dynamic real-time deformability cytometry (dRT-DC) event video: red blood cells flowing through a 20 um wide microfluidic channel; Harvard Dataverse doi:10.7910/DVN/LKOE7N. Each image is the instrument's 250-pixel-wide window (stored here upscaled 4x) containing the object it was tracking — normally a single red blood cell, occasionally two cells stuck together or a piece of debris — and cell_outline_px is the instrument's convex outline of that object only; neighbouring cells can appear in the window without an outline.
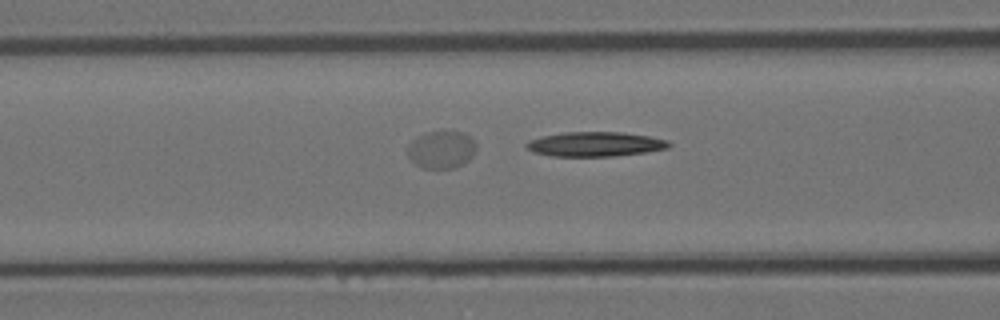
{"species": "Egyptian fruit bat (a non-hibernating species)", "species_latin": "Rousettus aegyptiacus", "temperature_condition": "room temperature", "stored_images_in_passage": 31, "camera_frame_rate_fps": 3000, "um_per_image_px": 0.085, "animal": {"sex": "female"}, "frame": {"image": 1, "passage_image": 19, "time_ms": 6.0, "image_size_px": [1000, 320], "cell_outline_px": [[672, 144], [668, 148], [644, 152], [612, 156], [552, 156], [532, 152], [524, 144], [528, 140], [544, 136], [564, 132], [620, 132], [648, 136], [668, 140]], "centroid_in_image_um": [50.57, 12.25], "position_along_channel_um": 116.0, "area_um2": 20.29}}
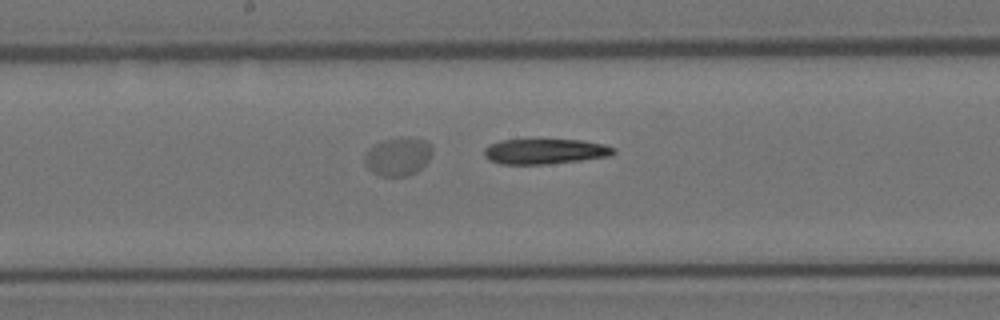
{"frame": {"image": 2, "passage_image": 26, "time_ms": 8.333, "image_size_px": [1000, 320], "cell_outline_px": [[616, 152], [612, 156], [580, 160], [544, 164], [500, 164], [488, 160], [484, 156], [484, 148], [488, 144], [500, 140], [580, 140], [604, 144], [616, 148]], "centroid_in_image_um": [46.31, 12.87], "position_along_channel_um": 201.9, "area_um2": 19.13}}
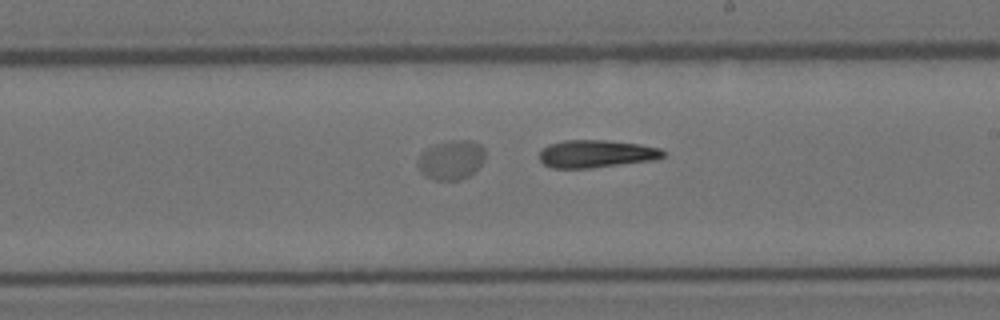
{"frame": {"image": 3, "passage_image": 29, "time_ms": 9.333, "image_size_px": [1000, 320], "cell_outline_px": [[664, 156], [652, 160], [588, 168], [552, 168], [544, 164], [540, 160], [540, 152], [548, 144], [564, 140], [608, 140], [640, 144], [660, 148], [664, 152]], "centroid_in_image_um": [50.66, 13.06], "position_along_channel_um": 238.3, "area_um2": 19.77}}